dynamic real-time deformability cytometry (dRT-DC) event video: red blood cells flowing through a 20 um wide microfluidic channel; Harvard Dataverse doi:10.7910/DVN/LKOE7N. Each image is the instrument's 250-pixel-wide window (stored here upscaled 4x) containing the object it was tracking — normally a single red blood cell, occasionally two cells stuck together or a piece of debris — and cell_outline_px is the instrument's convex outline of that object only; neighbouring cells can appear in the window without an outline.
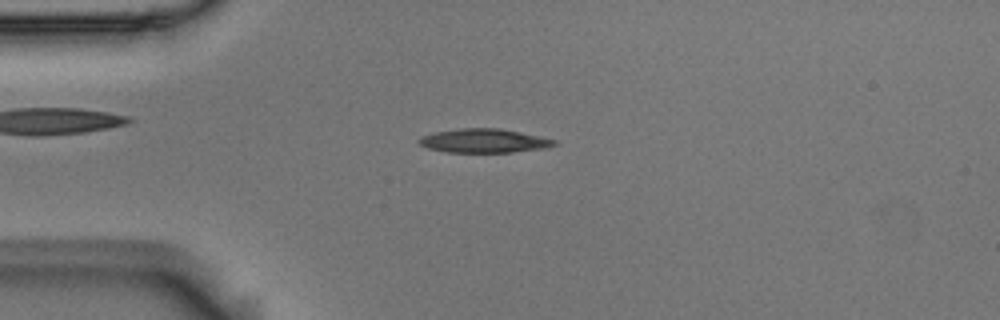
{"species": "Egyptian fruit bat (a non-hibernating species)", "species_latin": "Rousettus aegyptiacus", "temperature_condition": "room temperature", "stored_images_in_passage": 46, "camera_frame_rate_fps": 3000, "um_per_image_px": 0.085, "animal": {"sex": "male"}, "frame": {"image": 1, "passage_image": 6, "time_ms": 1.667, "image_size_px": [1000, 320], "cell_outline_px": [[556, 144], [548, 148], [512, 152], [448, 152], [428, 148], [420, 144], [416, 140], [424, 136], [436, 132], [460, 128], [500, 128], [520, 132], [556, 140]], "centroid_in_image_um": [41.16, 11.97], "position_along_channel_um": 43.8, "area_um2": 18.67}}
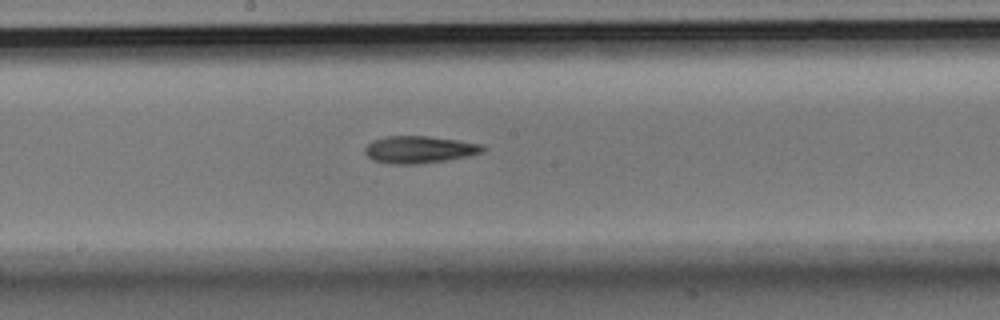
{"frame": {"image": 2, "passage_image": 21, "time_ms": 6.667, "image_size_px": [1000, 320], "cell_outline_px": [[488, 148], [484, 152], [468, 156], [444, 160], [416, 164], [392, 164], [372, 160], [364, 152], [364, 148], [372, 140], [388, 136], [428, 136], [484, 144]], "centroid_in_image_um": [35.66, 12.71], "position_along_channel_um": 212.5, "area_um2": 18.73}}
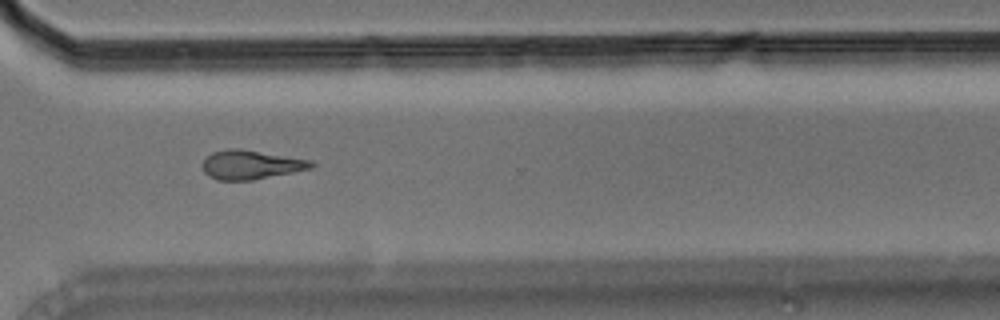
{"frame": {"image": 3, "passage_image": 32, "time_ms": 10.333, "image_size_px": [1000, 320], "cell_outline_px": [[316, 164], [312, 168], [252, 180], [216, 180], [208, 176], [204, 172], [200, 164], [212, 152], [228, 148], [240, 148], [312, 160]], "centroid_in_image_um": [21.3, 13.99], "position_along_channel_um": 349.3, "area_um2": 18.55}}